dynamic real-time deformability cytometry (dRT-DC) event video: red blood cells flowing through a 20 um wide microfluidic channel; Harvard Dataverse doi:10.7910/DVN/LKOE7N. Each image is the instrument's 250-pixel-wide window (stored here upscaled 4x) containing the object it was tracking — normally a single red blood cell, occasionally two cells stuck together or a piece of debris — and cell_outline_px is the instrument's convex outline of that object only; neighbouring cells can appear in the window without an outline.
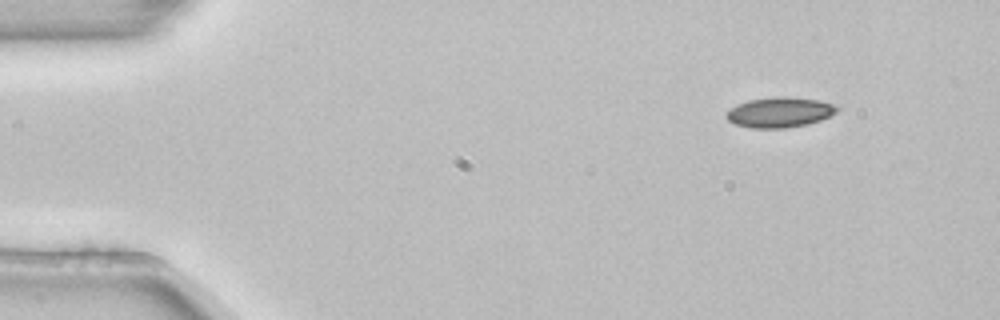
{"species": "common noctule bat (a hibernating species)", "species_latin": "Nyctalus noctula", "temperature_condition": "room temperature", "stored_images_in_passage": 3, "camera_frame_rate_fps": 3000, "um_per_image_px": 0.085, "animal": {"sex": "female", "body_mass_g": 22.7, "forearm_length_mm": 54.2}, "frame": {"image": 1, "passage_image": 1, "time_ms": 0.0, "image_size_px": [1000, 320], "cell_outline_px": [[840, 108], [836, 112], [820, 120], [808, 124], [784, 128], [748, 128], [736, 124], [728, 120], [724, 116], [724, 112], [728, 108], [736, 104], [748, 100], [784, 96], [820, 100], [832, 104]], "centroid_in_image_um": [66.21, 9.55], "position_along_channel_um": 18.8, "area_um2": 19.59}}